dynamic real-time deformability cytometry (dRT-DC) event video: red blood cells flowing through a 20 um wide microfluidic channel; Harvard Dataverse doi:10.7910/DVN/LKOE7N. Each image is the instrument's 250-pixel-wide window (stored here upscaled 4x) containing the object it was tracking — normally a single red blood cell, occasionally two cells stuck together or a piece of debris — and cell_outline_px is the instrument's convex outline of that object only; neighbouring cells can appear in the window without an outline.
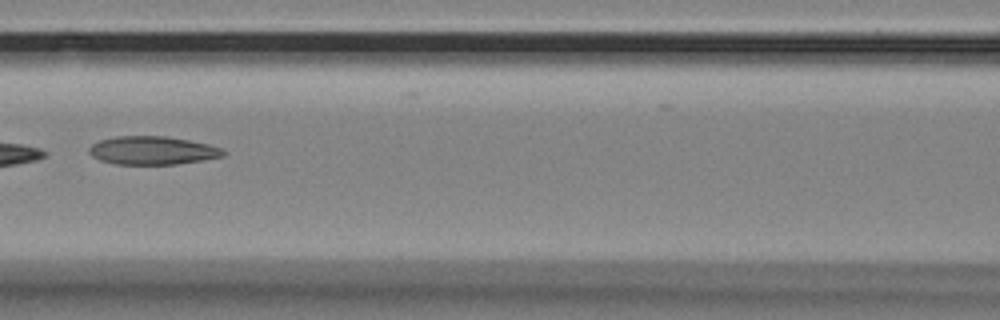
{"species": "Egyptian fruit bat (a non-hibernating species)", "species_latin": "Rousettus aegyptiacus", "temperature_condition": "room temperature", "stored_images_in_passage": 10, "camera_frame_rate_fps": 3000, "um_per_image_px": 0.085, "animal": {"sex": "female"}, "frame": {"image": 1, "passage_image": 6, "time_ms": 1.667, "image_size_px": [1000, 320], "cell_outline_px": [[224, 156], [204, 160], [176, 164], [116, 164], [100, 160], [92, 156], [88, 152], [88, 148], [92, 144], [100, 140], [116, 136], [168, 136], [208, 144], [220, 148], [224, 152]], "centroid_in_image_um": [12.93, 12.79], "position_along_channel_um": 153.7, "area_um2": 22.08}}
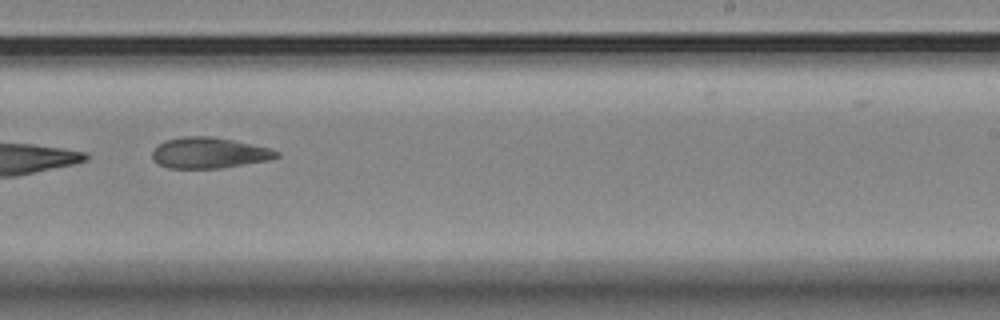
{"frame": {"image": 2, "passage_image": 9, "time_ms": 2.667, "image_size_px": [1000, 320], "cell_outline_px": [[280, 156], [272, 160], [220, 168], [168, 168], [152, 160], [152, 152], [164, 140], [180, 136], [212, 136], [272, 148], [280, 152]], "centroid_in_image_um": [17.81, 12.99], "position_along_channel_um": 271.2, "area_um2": 22.54}}
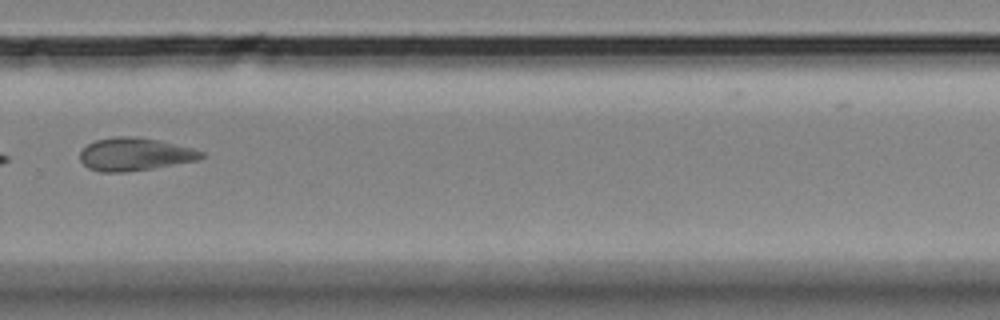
{"frame": {"image": 3, "passage_image": 10, "time_ms": 3.0, "image_size_px": [1000, 320], "cell_outline_px": [[204, 156], [200, 160], [152, 168], [124, 172], [100, 172], [88, 168], [80, 160], [80, 152], [88, 144], [96, 140], [112, 136], [136, 136], [160, 140], [192, 148], [204, 152]], "centroid_in_image_um": [11.46, 13.1], "position_along_channel_um": 318.3, "area_um2": 23.35}}